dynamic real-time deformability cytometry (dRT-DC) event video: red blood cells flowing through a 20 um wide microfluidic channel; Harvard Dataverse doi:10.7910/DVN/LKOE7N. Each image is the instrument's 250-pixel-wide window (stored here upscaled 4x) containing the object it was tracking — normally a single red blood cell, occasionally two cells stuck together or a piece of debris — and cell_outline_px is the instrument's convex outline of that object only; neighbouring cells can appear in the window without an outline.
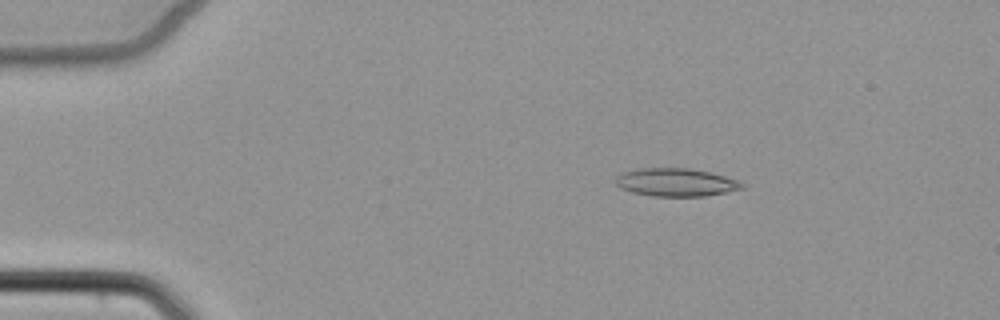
{"species": "common noctule bat (a hibernating species)", "species_latin": "Nyctalus noctula", "temperature_condition": "cold", "stored_images_in_passage": 6, "camera_frame_rate_fps": 3000, "um_per_image_px": 0.085, "animal": {"sex": "female", "body_mass_g": 22.7, "forearm_length_mm": 54.2}, "frame": {"image": 1, "passage_image": 3, "time_ms": 2.333, "image_size_px": [1000, 320], "cell_outline_px": [[744, 188], [704, 196], [652, 196], [632, 192], [620, 188], [616, 184], [616, 176], [620, 172], [636, 168], [688, 168], [708, 172], [724, 176], [736, 180], [744, 184]], "centroid_in_image_um": [57.38, 15.49], "position_along_channel_um": 27.6, "area_um2": 20.58}}